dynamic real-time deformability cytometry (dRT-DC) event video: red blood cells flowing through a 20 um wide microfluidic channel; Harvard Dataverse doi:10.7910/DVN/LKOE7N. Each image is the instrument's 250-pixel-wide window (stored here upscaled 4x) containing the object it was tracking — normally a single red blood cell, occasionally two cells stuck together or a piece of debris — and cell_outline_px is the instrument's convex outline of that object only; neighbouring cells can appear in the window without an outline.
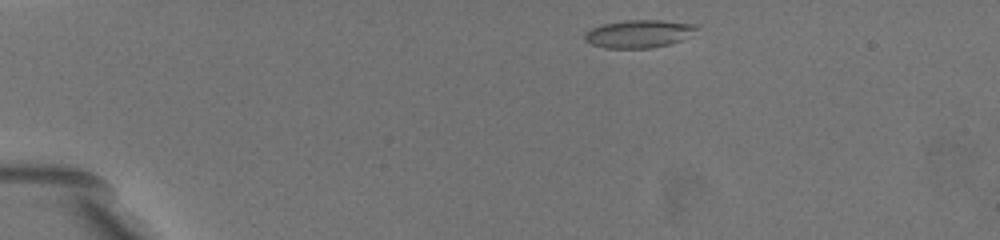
{"species": "common noctule bat (a hibernating species)", "species_latin": "Nyctalus noctula", "temperature_condition": "warm", "stored_images_in_passage": 53, "camera_frame_rate_fps": 3000, "um_per_image_px": 0.085, "animal": {"sex": "female", "body_mass_g": 19.5, "forearm_length_mm": 54.1}, "frame": {"image": 1, "passage_image": 1, "time_ms": 0.0, "image_size_px": [1000, 240], "cell_outline_px": [[696, 28], [680, 40], [668, 44], [652, 48], [604, 48], [592, 44], [584, 40], [584, 36], [592, 28], [604, 24], [624, 20], [660, 20], [696, 24]], "centroid_in_image_um": [54.24, 2.87], "position_along_channel_um": 30.8, "area_um2": 17.74}}
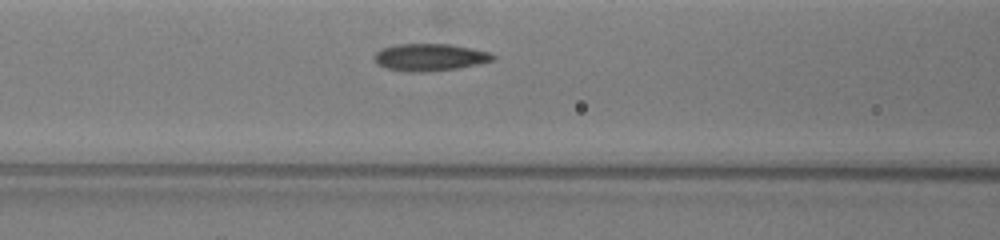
{"frame": {"image": 2, "passage_image": 19, "time_ms": 5.0, "image_size_px": [1000, 240], "cell_outline_px": [[496, 60], [456, 68], [424, 72], [404, 72], [384, 68], [376, 64], [372, 56], [380, 48], [396, 44], [448, 44], [472, 48], [488, 52], [496, 56]], "centroid_in_image_um": [36.46, 4.87], "position_along_channel_um": 130.1, "area_um2": 19.02}}
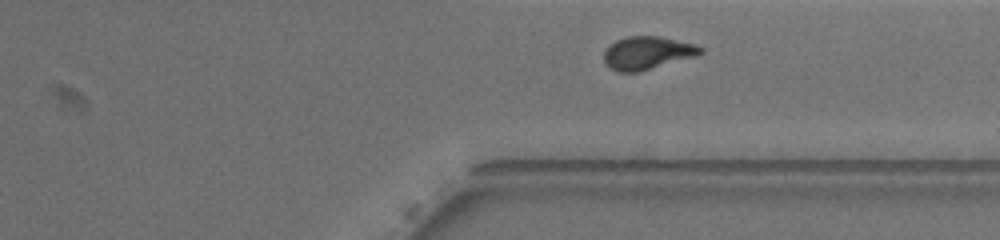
{"frame": {"image": 3, "passage_image": 48, "time_ms": 11.333, "image_size_px": [1000, 240], "cell_outline_px": [[704, 52], [696, 56], [640, 72], [616, 72], [604, 60], [604, 52], [608, 44], [616, 40], [628, 36], [656, 36], [692, 44], [704, 48]], "centroid_in_image_um": [55.0, 4.51], "position_along_channel_um": 356.4, "area_um2": 18.44}, "authors_computed_cell_mechanics": {"area_um2": 18.6694, "velocity_mm_per_s": 3.5791, "shape_relaxation_time_tau1_ms": 9.379, "shape_relaxation_time_tau2_ms": 1.4091, "deformation_change_tau1": 0.233, "deformation_change_tau2": 0.0761}}